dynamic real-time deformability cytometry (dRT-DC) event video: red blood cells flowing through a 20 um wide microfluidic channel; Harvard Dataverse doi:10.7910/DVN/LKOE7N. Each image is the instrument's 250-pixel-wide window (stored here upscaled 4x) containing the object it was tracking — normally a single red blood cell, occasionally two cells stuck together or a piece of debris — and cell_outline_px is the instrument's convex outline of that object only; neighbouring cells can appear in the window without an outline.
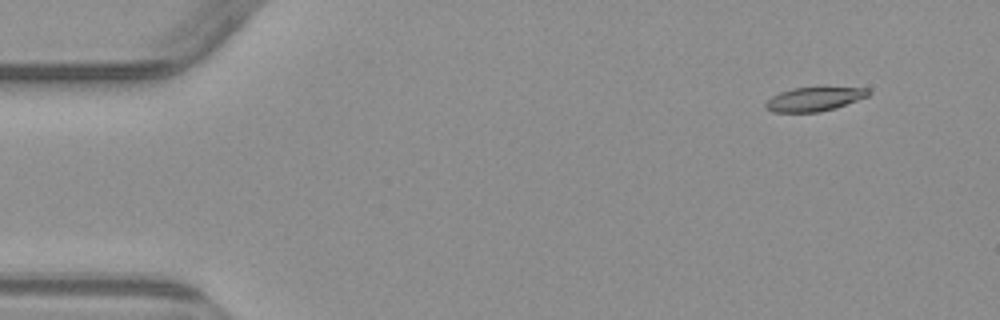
{"species": "common noctule bat (a hibernating species)", "species_latin": "Nyctalus noctula", "temperature_condition": "warm", "stored_images_in_passage": 4, "camera_frame_rate_fps": 3000, "um_per_image_px": 0.085, "animal": {"sex": "male", "body_mass_g": 23.1, "forearm_length_mm": 52.7}, "frame": {"image": 1, "passage_image": 1, "time_ms": 0.0, "image_size_px": [1000, 320], "cell_outline_px": [[872, 92], [868, 96], [836, 108], [820, 112], [772, 112], [764, 108], [764, 104], [772, 96], [780, 92], [792, 88], [820, 84], [868, 88]], "centroid_in_image_um": [69.26, 8.36], "position_along_channel_um": 15.7, "area_um2": 15.37}}
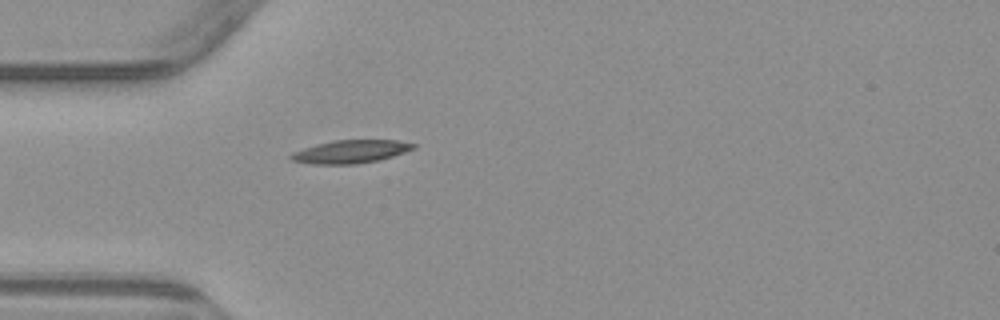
{"frame": {"image": 2, "passage_image": 4, "time_ms": 3.667, "image_size_px": [1000, 320], "cell_outline_px": [[416, 148], [392, 156], [376, 160], [356, 164], [312, 164], [292, 160], [288, 156], [292, 152], [316, 144], [332, 140], [396, 140], [416, 144]], "centroid_in_image_um": [29.78, 12.88], "position_along_channel_um": 55.2, "area_um2": 16.36}}